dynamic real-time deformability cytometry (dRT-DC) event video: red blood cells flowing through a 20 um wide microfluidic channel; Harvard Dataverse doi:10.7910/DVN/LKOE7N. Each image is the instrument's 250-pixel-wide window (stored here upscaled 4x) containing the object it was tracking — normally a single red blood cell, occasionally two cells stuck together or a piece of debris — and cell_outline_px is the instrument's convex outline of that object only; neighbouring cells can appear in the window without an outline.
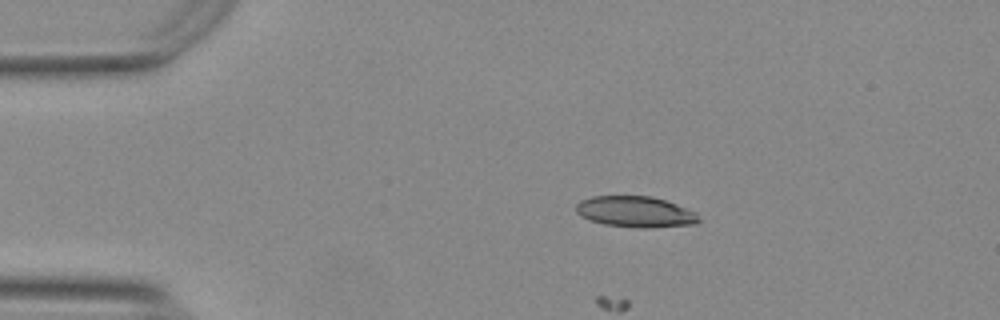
{"species": "Egyptian fruit bat (a non-hibernating species)", "species_latin": "Rousettus aegyptiacus", "temperature_condition": "warm", "stored_images_in_passage": 16, "camera_frame_rate_fps": 3000, "um_per_image_px": 0.085, "animal": {"sex": "female"}, "frame": {"image": 1, "passage_image": 3, "time_ms": 0.667, "image_size_px": [1000, 320], "cell_outline_px": [[700, 220], [696, 224], [644, 228], [604, 224], [580, 216], [576, 212], [576, 204], [580, 200], [592, 196], [652, 196], [676, 204], [696, 212]], "centroid_in_image_um": [54.0, 17.99], "position_along_channel_um": 31.0, "area_um2": 22.02}}
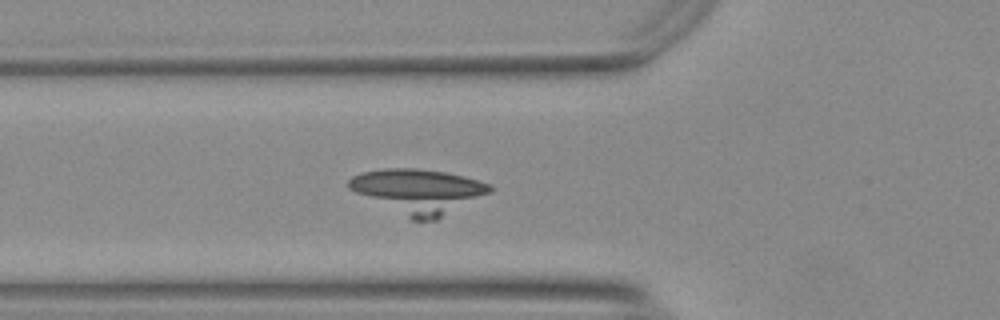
{"frame": {"image": 2, "passage_image": 12, "time_ms": 3.667, "image_size_px": [1000, 320], "cell_outline_px": [[492, 192], [436, 220], [412, 220], [348, 188], [348, 180], [352, 176], [364, 172], [384, 168], [416, 168], [444, 172], [464, 176], [492, 184]], "centroid_in_image_um": [35.6, 16.24], "position_along_channel_um": 90.2, "area_um2": 36.24}}
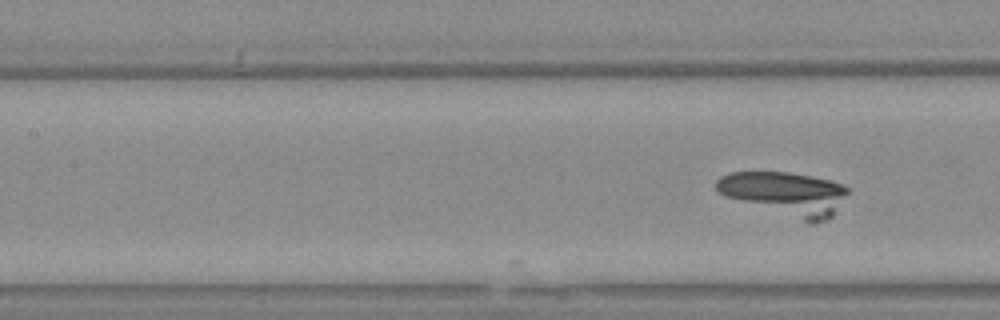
{"frame": {"image": 3, "passage_image": 16, "time_ms": 5.0, "image_size_px": [1000, 320], "cell_outline_px": [[848, 192], [832, 216], [828, 220], [816, 224], [808, 224], [724, 196], [716, 188], [716, 180], [720, 176], [728, 172], [788, 172], [812, 176], [832, 180], [848, 188]], "centroid_in_image_um": [66.75, 16.48], "position_along_channel_um": 140.7, "area_um2": 33.7}}